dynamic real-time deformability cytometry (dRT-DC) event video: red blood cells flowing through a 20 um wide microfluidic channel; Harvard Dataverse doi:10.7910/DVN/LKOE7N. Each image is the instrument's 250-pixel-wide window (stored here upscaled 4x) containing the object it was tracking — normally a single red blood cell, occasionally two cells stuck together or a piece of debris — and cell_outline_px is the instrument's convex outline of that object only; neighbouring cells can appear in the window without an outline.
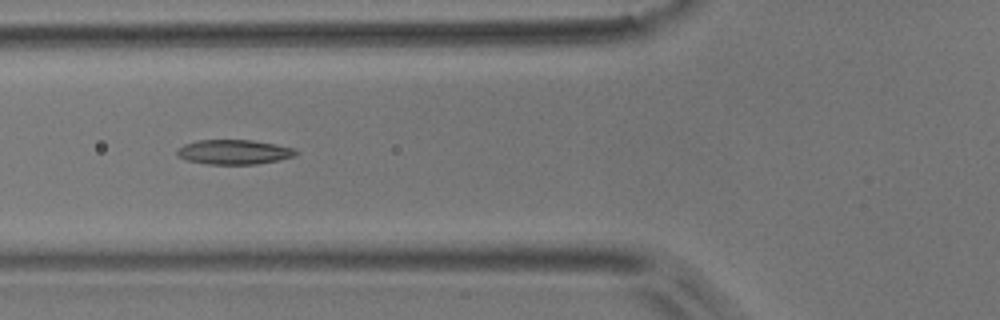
{"species": "common noctule bat (a hibernating species)", "species_latin": "Nyctalus noctula", "temperature_condition": "room temperature", "stored_images_in_passage": 4, "camera_frame_rate_fps": 3000, "um_per_image_px": 0.085, "animal": {"sex": "male", "body_mass_g": 17.9}, "frame": {"image": 1, "passage_image": 3, "time_ms": 0.667, "image_size_px": [1000, 320], "cell_outline_px": [[300, 152], [296, 156], [280, 160], [256, 164], [208, 164], [188, 160], [176, 156], [176, 152], [184, 144], [200, 140], [252, 140], [276, 144], [292, 148]], "centroid_in_image_um": [19.93, 12.92], "position_along_channel_um": 105.9, "area_um2": 17.05}}
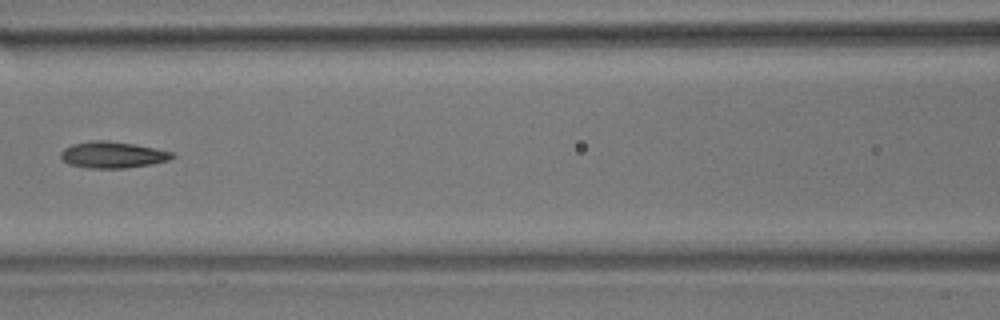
{"frame": {"image": 2, "passage_image": 4, "time_ms": 1.0, "image_size_px": [1000, 320], "cell_outline_px": [[176, 156], [168, 160], [152, 164], [124, 168], [88, 168], [68, 164], [60, 156], [60, 152], [64, 148], [72, 144], [92, 140], [104, 140], [136, 144], [172, 152]], "centroid_in_image_um": [9.56, 13.15], "position_along_channel_um": 157.0, "area_um2": 17.17}}